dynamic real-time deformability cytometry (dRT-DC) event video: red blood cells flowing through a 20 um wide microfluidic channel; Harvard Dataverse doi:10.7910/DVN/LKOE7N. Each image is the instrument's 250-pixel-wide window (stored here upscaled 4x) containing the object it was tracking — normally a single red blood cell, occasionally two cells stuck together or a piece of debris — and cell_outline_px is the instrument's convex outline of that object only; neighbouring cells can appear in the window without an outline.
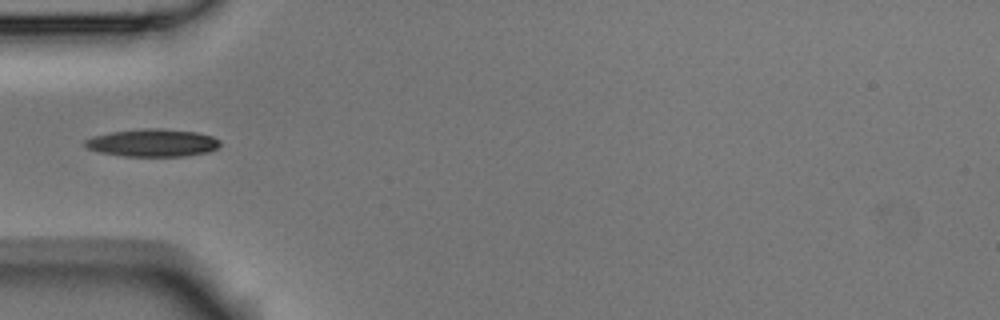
{"species": "Egyptian fruit bat (a non-hibernating species)", "species_latin": "Rousettus aegyptiacus", "temperature_condition": "room temperature", "stored_images_in_passage": 5, "camera_frame_rate_fps": 3000, "um_per_image_px": 0.085, "animal": {"sex": "male"}, "frame": {"image": 1, "passage_image": 3, "time_ms": 0.667, "image_size_px": [1000, 320], "cell_outline_px": [[220, 144], [216, 148], [208, 152], [184, 156], [124, 156], [100, 152], [88, 148], [84, 144], [84, 140], [92, 136], [112, 132], [144, 128], [160, 128], [196, 132], [212, 136], [220, 140]], "centroid_in_image_um": [12.97, 12.13], "position_along_channel_um": 72.0, "area_um2": 21.68}}
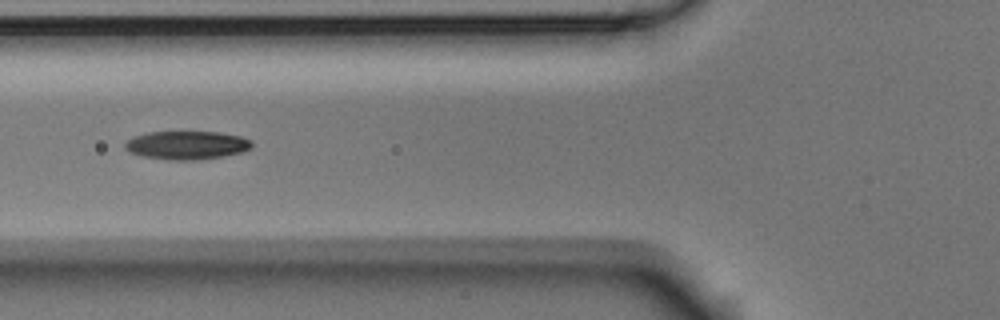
{"frame": {"image": 2, "passage_image": 4, "time_ms": 1.0, "image_size_px": [1000, 320], "cell_outline_px": [[252, 148], [240, 152], [224, 156], [196, 160], [168, 160], [140, 156], [128, 152], [124, 148], [124, 144], [128, 140], [136, 136], [148, 132], [216, 132], [240, 136], [252, 140]], "centroid_in_image_um": [15.86, 12.35], "position_along_channel_um": 109.9, "area_um2": 21.04}}
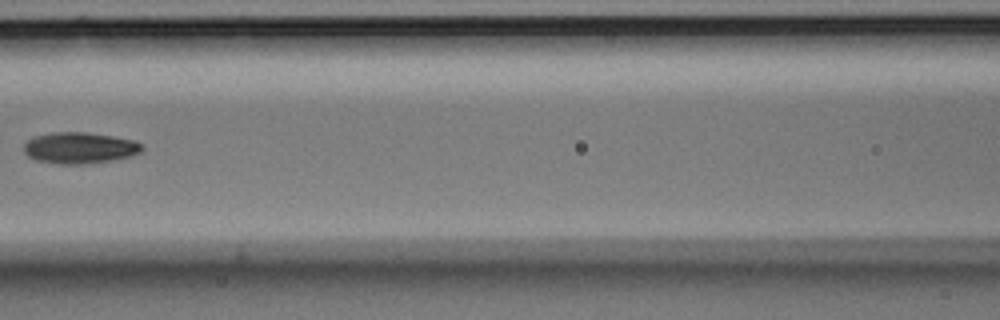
{"frame": {"image": 3, "passage_image": 5, "time_ms": 1.333, "image_size_px": [1000, 320], "cell_outline_px": [[144, 148], [140, 152], [132, 156], [112, 160], [84, 164], [60, 164], [36, 160], [28, 156], [24, 152], [24, 144], [32, 136], [52, 132], [88, 132], [112, 136], [132, 140], [144, 144]], "centroid_in_image_um": [6.77, 12.56], "position_along_channel_um": 159.8, "area_um2": 21.68}}